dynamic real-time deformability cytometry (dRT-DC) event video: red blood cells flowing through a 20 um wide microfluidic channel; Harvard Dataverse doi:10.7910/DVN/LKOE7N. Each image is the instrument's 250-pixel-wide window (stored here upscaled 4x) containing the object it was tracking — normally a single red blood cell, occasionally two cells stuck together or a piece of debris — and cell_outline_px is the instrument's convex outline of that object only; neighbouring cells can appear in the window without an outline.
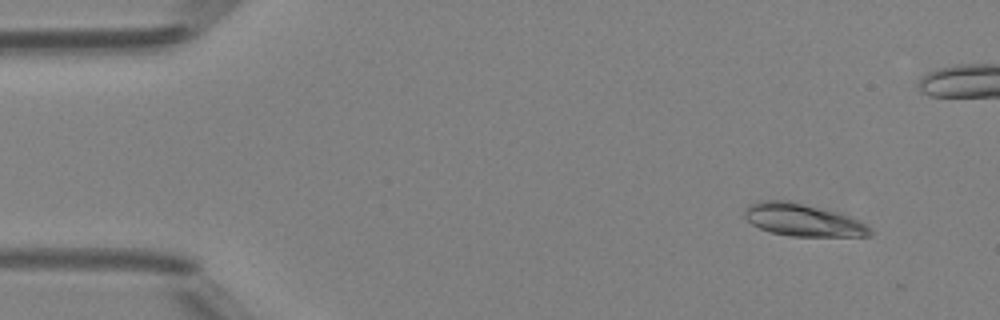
{"species": "Egyptian fruit bat (a non-hibernating species)", "species_latin": "Rousettus aegyptiacus", "temperature_condition": "room temperature", "stored_images_in_passage": 13, "camera_frame_rate_fps": 3000, "um_per_image_px": 0.085, "animal": {"sex": "female"}, "frame": {"image": 1, "passage_image": 1, "time_ms": 0.0, "image_size_px": [1000, 320], "cell_outline_px": [[872, 236], [792, 236], [768, 232], [752, 224], [744, 216], [744, 208], [748, 204], [760, 200], [788, 200], [836, 212], [848, 216], [872, 228]], "centroid_in_image_um": [68.19, 18.7], "position_along_channel_um": 16.8, "area_um2": 23.64}}